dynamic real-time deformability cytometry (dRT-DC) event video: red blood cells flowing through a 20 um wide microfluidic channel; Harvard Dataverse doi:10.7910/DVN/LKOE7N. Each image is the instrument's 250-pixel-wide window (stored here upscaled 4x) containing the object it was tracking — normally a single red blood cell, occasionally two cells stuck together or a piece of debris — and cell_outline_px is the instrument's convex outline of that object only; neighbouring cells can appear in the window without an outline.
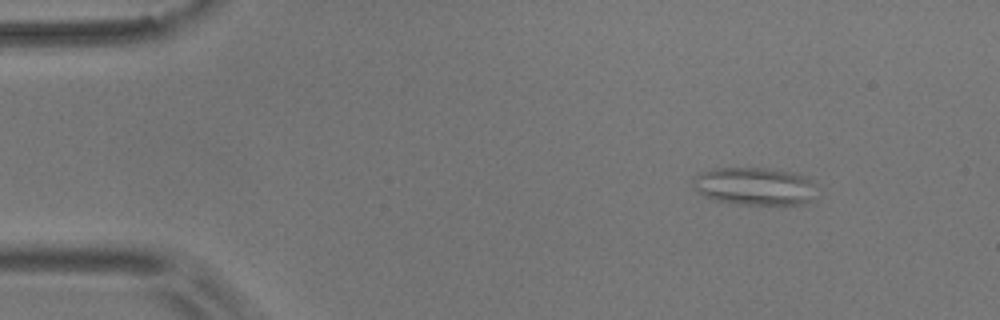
{"species": "common noctule bat (a hibernating species)", "species_latin": "Nyctalus noctula", "temperature_condition": "room temperature", "stored_images_in_passage": 55, "camera_frame_rate_fps": 3000, "um_per_image_px": 0.085, "animal": {"sex": "male", "body_mass_g": 17.9}, "frame": {"image": 1, "passage_image": 7, "time_ms": 2.0, "image_size_px": [1000, 320], "cell_outline_px": [[820, 196], [804, 204], [740, 204], [712, 200], [696, 192], [692, 184], [692, 176], [700, 172], [712, 168], [768, 168], [808, 176], [812, 180]], "centroid_in_image_um": [64.15, 15.83], "position_along_channel_um": 20.8, "area_um2": 27.92}}
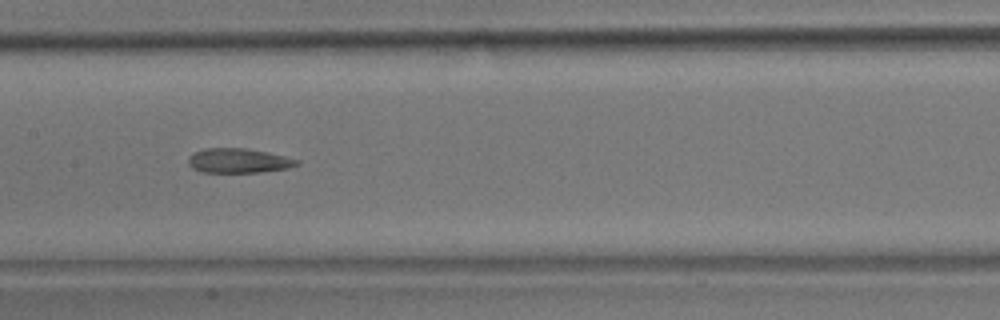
{"frame": {"image": 2, "passage_image": 27, "time_ms": 8.667, "image_size_px": [1000, 320], "cell_outline_px": [[300, 164], [288, 168], [264, 172], [200, 172], [192, 168], [188, 164], [188, 156], [204, 148], [248, 148], [268, 152], [300, 160]], "centroid_in_image_um": [20.28, 13.66], "position_along_channel_um": 187.1, "area_um2": 15.66}}
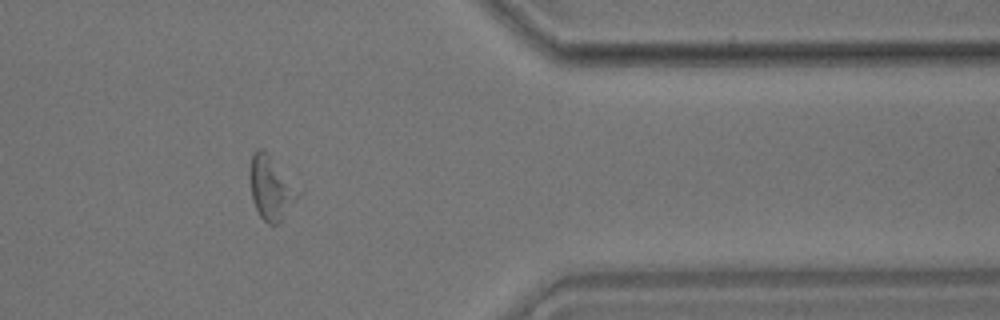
{"frame": {"image": 3, "passage_image": 45, "time_ms": 14.667, "image_size_px": [1000, 320], "cell_outline_px": [[300, 196], [280, 220], [276, 224], [268, 224], [260, 216], [252, 200], [248, 176], [248, 172], [252, 152], [256, 148], [264, 148], [268, 152], [300, 192]], "centroid_in_image_um": [22.97, 15.91], "position_along_channel_um": 388.4, "area_um2": 17.92}, "authors_computed_cell_mechanics": {"area_um2": 17.5134, "velocity_mm_per_s": 3.6646, "shape_relaxation_time_tau1_ms": null, "shape_relaxation_time_tau2_ms": 4.6207, "deformation_change_tau1": null, "deformation_change_tau2": 0.1445}}